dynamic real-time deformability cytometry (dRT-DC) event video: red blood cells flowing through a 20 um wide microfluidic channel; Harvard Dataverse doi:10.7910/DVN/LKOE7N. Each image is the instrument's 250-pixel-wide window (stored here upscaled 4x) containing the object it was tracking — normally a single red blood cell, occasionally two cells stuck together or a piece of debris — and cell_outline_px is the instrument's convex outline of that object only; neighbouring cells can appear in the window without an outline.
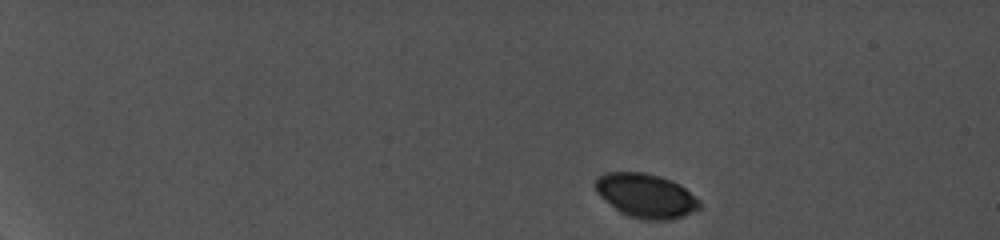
{"species": "common noctule bat (a hibernating species)", "species_latin": "Nyctalus noctula", "temperature_condition": "cold", "stored_images_in_passage": 6, "camera_frame_rate_fps": 5000, "um_per_image_px": 0.085, "animal": {"sex": "female", "body_mass_g": 19.0, "forearm_length_mm": 56.7}, "frame": {"image": 1, "passage_image": 1, "time_ms": 0.0, "image_size_px": [1000, 240], "cell_outline_px": [[700, 208], [684, 216], [672, 220], [644, 220], [628, 216], [620, 212], [600, 196], [596, 192], [592, 184], [596, 176], [604, 172], [644, 172], [660, 176], [672, 180], [684, 188], [700, 200]], "centroid_in_image_um": [54.86, 16.62], "position_along_channel_um": 30.1, "area_um2": 27.11}}